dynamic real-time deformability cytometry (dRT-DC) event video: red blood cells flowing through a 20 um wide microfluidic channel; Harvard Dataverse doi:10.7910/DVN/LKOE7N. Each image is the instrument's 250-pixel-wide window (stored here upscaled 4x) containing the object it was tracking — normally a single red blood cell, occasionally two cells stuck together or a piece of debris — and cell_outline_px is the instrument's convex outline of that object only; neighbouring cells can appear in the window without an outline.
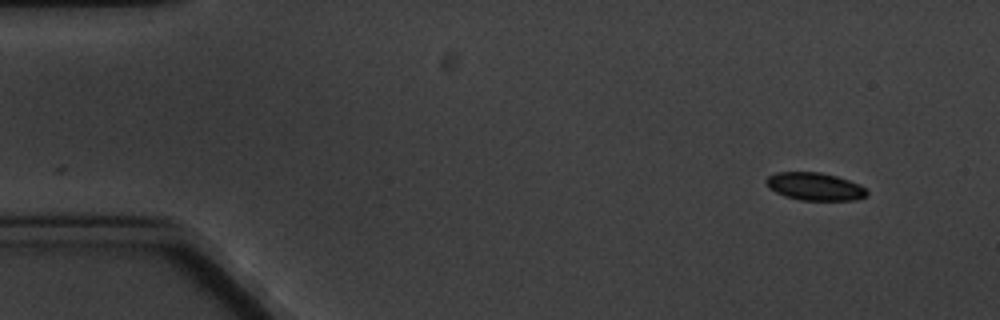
{"species": "common noctule bat (a hibernating species)", "species_latin": "Nyctalus noctula", "temperature_condition": "cold", "stored_images_in_passage": 2, "camera_frame_rate_fps": 3000, "um_per_image_px": 0.085, "animal": {"sex": "male", "body_mass_g": 20.1, "forearm_length_mm": 53.5}, "frame": {"image": 1, "passage_image": 2, "time_ms": 1.333, "image_size_px": [1000, 320], "cell_outline_px": [[868, 196], [856, 200], [800, 200], [784, 196], [768, 188], [764, 180], [768, 176], [776, 172], [820, 172], [836, 176], [860, 184], [868, 192]], "centroid_in_image_um": [69.25, 15.85], "position_along_channel_um": 15.8, "area_um2": 16.42}}